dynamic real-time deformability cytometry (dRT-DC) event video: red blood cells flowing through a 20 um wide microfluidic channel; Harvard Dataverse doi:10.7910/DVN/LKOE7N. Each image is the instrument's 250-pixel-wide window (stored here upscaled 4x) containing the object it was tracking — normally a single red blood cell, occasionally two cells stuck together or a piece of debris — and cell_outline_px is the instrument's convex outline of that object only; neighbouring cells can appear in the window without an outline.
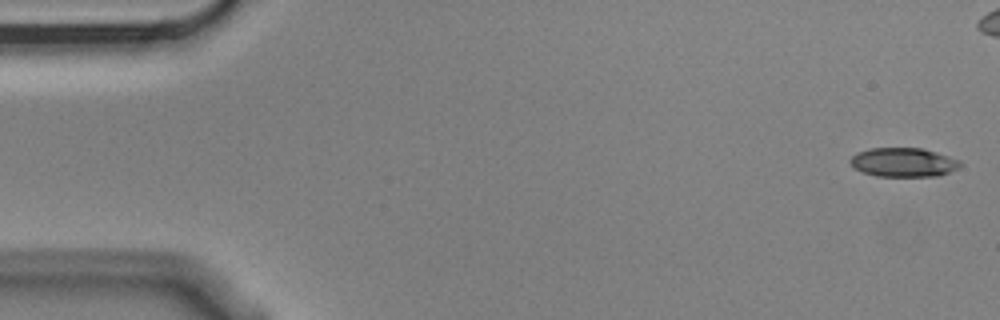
{"species": "Egyptian fruit bat (a non-hibernating species)", "species_latin": "Rousettus aegyptiacus", "temperature_condition": "cold", "stored_images_in_passage": 5, "camera_frame_rate_fps": 3000, "um_per_image_px": 0.085, "animal": {"sex": "male"}, "frame": {"image": 1, "passage_image": 1, "time_ms": 0.0, "image_size_px": [1000, 320], "cell_outline_px": [[960, 164], [956, 168], [940, 176], [876, 176], [864, 172], [856, 168], [848, 160], [852, 156], [860, 152], [872, 148], [920, 148], [936, 152], [960, 160]], "centroid_in_image_um": [76.79, 13.8], "position_along_channel_um": 8.2, "area_um2": 18.26}}